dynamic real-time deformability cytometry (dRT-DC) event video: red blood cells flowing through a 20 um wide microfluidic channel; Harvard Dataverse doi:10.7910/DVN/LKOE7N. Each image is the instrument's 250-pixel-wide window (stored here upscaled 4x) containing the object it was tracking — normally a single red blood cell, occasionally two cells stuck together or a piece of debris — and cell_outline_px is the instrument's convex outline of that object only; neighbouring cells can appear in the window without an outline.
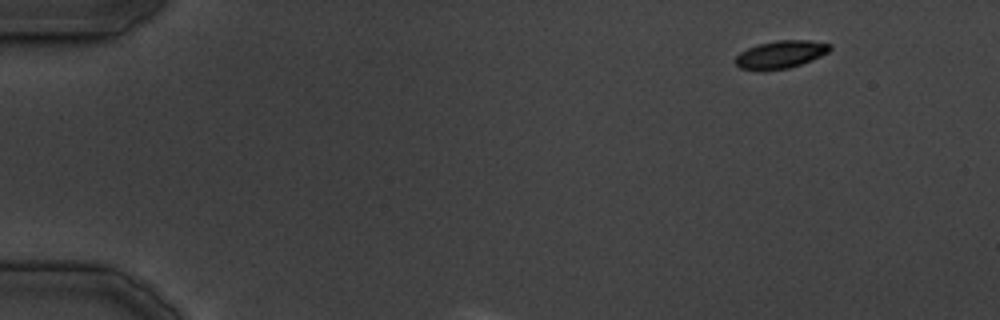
{"species": "common noctule bat (a hibernating species)", "species_latin": "Nyctalus noctula", "temperature_condition": "cold", "stored_images_in_passage": 28, "camera_frame_rate_fps": 3000, "um_per_image_px": 0.085, "animal": {"sex": "male", "body_mass_g": 19.5, "forearm_length_mm": 54.6}, "frame": {"image": 1, "passage_image": 1, "time_ms": 0.0, "image_size_px": [1000, 320], "cell_outline_px": [[832, 48], [828, 52], [812, 60], [788, 68], [764, 72], [756, 72], [740, 68], [736, 64], [736, 56], [740, 52], [756, 44], [776, 40], [808, 40], [832, 44]], "centroid_in_image_um": [66.32, 4.65], "position_along_channel_um": 18.7, "area_um2": 15.61}}
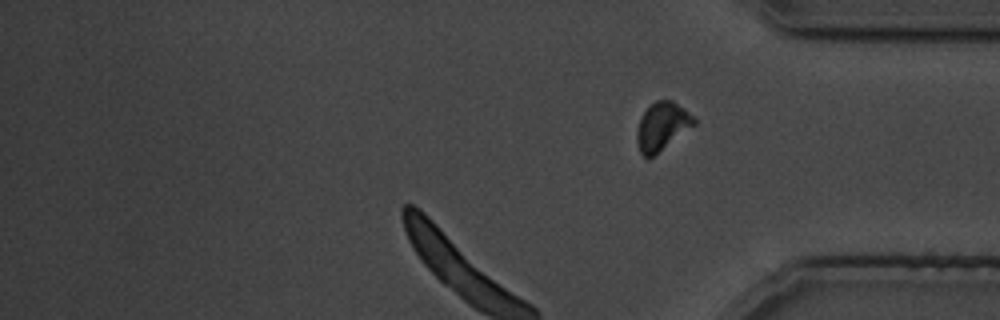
{"frame": {"image": 2, "passage_image": 28, "time_ms": 32.667, "image_size_px": [1000, 320], "cell_outline_px": [[696, 124], [652, 156], [644, 156], [640, 152], [636, 140], [636, 132], [640, 120], [644, 112], [656, 100], [672, 100], [696, 116]], "centroid_in_image_um": [56.3, 10.71], "position_along_channel_um": 378.9, "area_um2": 15.72}}